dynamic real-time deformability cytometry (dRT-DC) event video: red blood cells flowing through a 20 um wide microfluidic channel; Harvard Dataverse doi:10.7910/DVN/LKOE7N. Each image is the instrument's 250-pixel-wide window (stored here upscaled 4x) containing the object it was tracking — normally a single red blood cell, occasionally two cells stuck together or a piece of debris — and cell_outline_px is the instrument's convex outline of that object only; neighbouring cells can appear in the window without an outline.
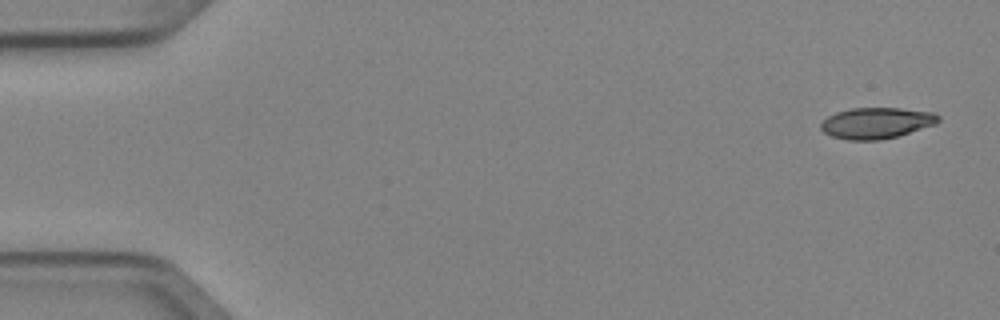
{"species": "Egyptian fruit bat (a non-hibernating species)", "species_latin": "Rousettus aegyptiacus", "temperature_condition": "cold", "stored_images_in_passage": 5, "segment_of_instrument_passage": [1, 2], "camera_frame_rate_fps": 3000, "um_per_image_px": 0.085, "animal": {"sex": "female"}, "frame": {"image": 1, "passage_image": 1, "time_ms": 0.0, "image_size_px": [1000, 320], "cell_outline_px": [[940, 120], [936, 124], [896, 136], [880, 140], [848, 140], [832, 136], [824, 132], [820, 128], [820, 124], [828, 116], [836, 112], [852, 108], [900, 108], [936, 112], [940, 116]], "centroid_in_image_um": [74.51, 10.45], "position_along_channel_um": 10.5, "area_um2": 21.27}}
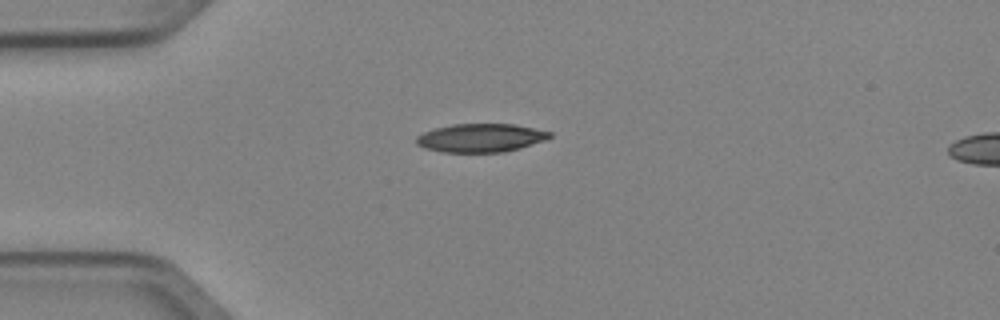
{"frame": {"image": 2, "passage_image": 4, "time_ms": 1.0, "image_size_px": [1000, 320], "cell_outline_px": [[552, 136], [544, 140], [520, 148], [504, 152], [444, 152], [428, 148], [416, 144], [416, 136], [424, 132], [436, 128], [452, 124], [512, 124], [552, 132]], "centroid_in_image_um": [40.86, 11.72], "position_along_channel_um": 44.1, "area_um2": 21.85}}